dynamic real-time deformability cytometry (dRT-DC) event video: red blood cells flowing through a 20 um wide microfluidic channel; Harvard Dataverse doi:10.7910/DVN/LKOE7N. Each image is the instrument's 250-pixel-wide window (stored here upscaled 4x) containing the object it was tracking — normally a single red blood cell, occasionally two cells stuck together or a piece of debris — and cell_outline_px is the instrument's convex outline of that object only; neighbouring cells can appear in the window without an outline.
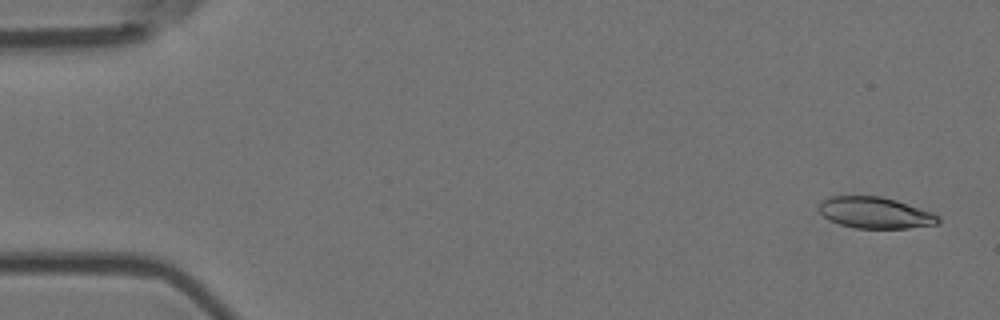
{"species": "Egyptian fruit bat (a non-hibernating species)", "species_latin": "Rousettus aegyptiacus", "temperature_condition": "room temperature", "stored_images_in_passage": 5, "camera_frame_rate_fps": 3000, "um_per_image_px": 0.085, "animal": {"sex": "female"}, "frame": {"image": 1, "passage_image": 1, "time_ms": 0.0, "image_size_px": [1000, 320], "cell_outline_px": [[940, 224], [908, 228], [856, 228], [840, 224], [828, 220], [816, 208], [816, 204], [820, 200], [828, 196], [880, 196], [896, 200], [932, 212], [940, 216]], "centroid_in_image_um": [74.35, 18.08], "position_along_channel_um": 10.7, "area_um2": 22.08}}
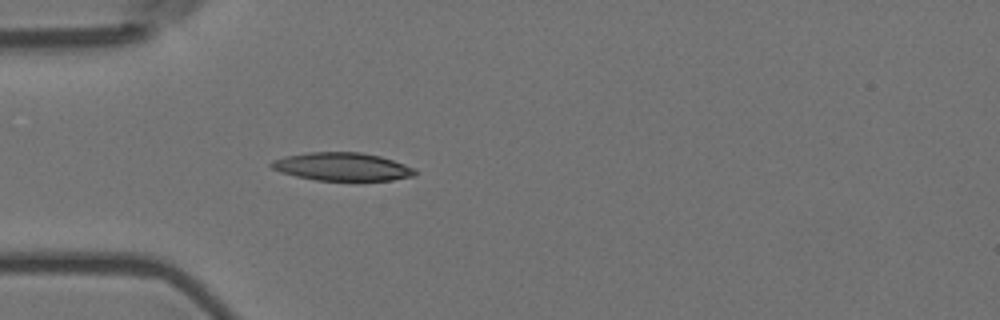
{"frame": {"image": 2, "passage_image": 5, "time_ms": 1.333, "image_size_px": [1000, 320], "cell_outline_px": [[416, 176], [392, 180], [316, 180], [296, 176], [280, 172], [272, 168], [268, 164], [272, 160], [284, 156], [308, 152], [360, 152], [380, 156], [416, 168]], "centroid_in_image_um": [29.08, 14.16], "position_along_channel_um": 55.9, "area_um2": 23.58}}